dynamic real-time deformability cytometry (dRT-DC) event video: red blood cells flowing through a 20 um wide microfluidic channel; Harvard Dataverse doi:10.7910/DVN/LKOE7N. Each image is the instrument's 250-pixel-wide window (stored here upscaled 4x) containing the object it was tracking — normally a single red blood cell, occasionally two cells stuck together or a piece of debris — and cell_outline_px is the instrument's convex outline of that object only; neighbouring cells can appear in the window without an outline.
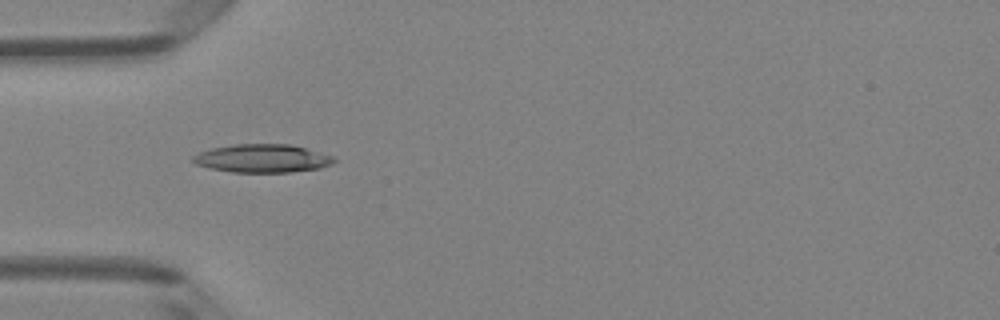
{"species": "Egyptian fruit bat (a non-hibernating species)", "species_latin": "Rousettus aegyptiacus", "temperature_condition": "room temperature", "stored_images_in_passage": 8, "camera_frame_rate_fps": 3000, "um_per_image_px": 0.085, "animal": {"sex": "female"}, "frame": {"image": 1, "passage_image": 5, "time_ms": 4.667, "image_size_px": [1000, 320], "cell_outline_px": [[336, 160], [332, 164], [320, 168], [292, 172], [232, 172], [208, 168], [196, 164], [192, 160], [192, 156], [200, 152], [212, 148], [232, 144], [292, 144], [332, 156]], "centroid_in_image_um": [22.29, 13.46], "position_along_channel_um": 62.7, "area_um2": 23.24}}
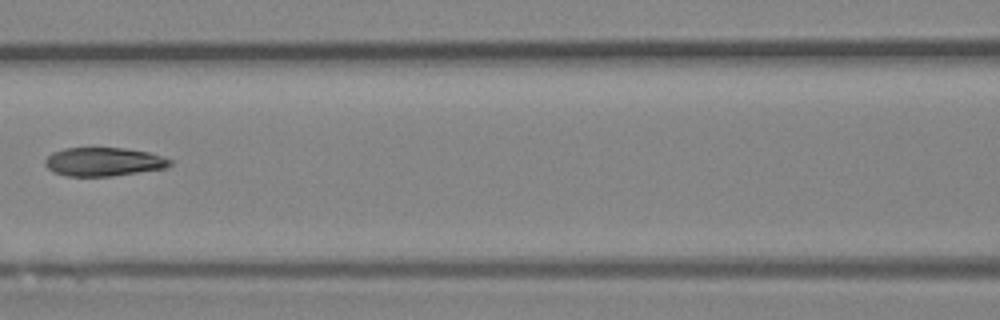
{"frame": {"image": 2, "passage_image": 7, "time_ms": 7.0, "image_size_px": [1000, 320], "cell_outline_px": [[172, 164], [168, 168], [112, 176], [68, 176], [52, 172], [44, 164], [44, 160], [52, 152], [64, 148], [124, 148], [148, 152], [172, 160]], "centroid_in_image_um": [8.8, 13.75], "position_along_channel_um": 157.8, "area_um2": 20.92}}
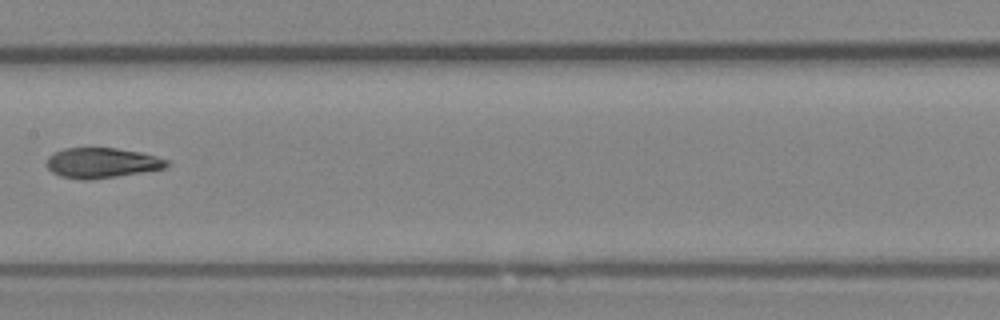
{"frame": {"image": 3, "passage_image": 8, "time_ms": 8.0, "image_size_px": [1000, 320], "cell_outline_px": [[172, 164], [164, 168], [92, 180], [84, 180], [60, 176], [52, 172], [48, 168], [48, 156], [64, 148], [116, 148], [140, 152], [156, 156], [168, 160]], "centroid_in_image_um": [8.67, 13.84], "position_along_channel_um": 198.7, "area_um2": 20.98}}